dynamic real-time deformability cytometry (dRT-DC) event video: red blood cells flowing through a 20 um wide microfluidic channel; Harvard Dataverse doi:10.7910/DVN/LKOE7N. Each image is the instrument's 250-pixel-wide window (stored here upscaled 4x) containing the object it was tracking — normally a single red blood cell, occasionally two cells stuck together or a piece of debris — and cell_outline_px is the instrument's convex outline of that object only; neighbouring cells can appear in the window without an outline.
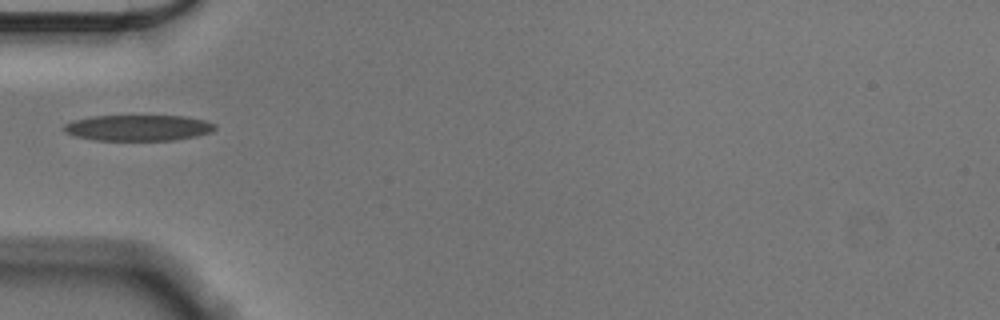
{"species": "Egyptian fruit bat (a non-hibernating species)", "species_latin": "Rousettus aegyptiacus", "temperature_condition": "cold", "stored_images_in_passage": 39, "camera_frame_rate_fps": 3000, "um_per_image_px": 0.085, "animal": {"sex": "male"}, "frame": {"image": 1, "passage_image": 1, "time_ms": 0.0, "image_size_px": [1000, 320], "cell_outline_px": [[216, 128], [212, 132], [196, 136], [172, 140], [96, 140], [76, 136], [64, 132], [60, 128], [64, 124], [72, 120], [92, 116], [184, 116], [204, 120], [216, 124]], "centroid_in_image_um": [11.72, 10.86], "position_along_channel_um": 73.3, "area_um2": 22.89}}
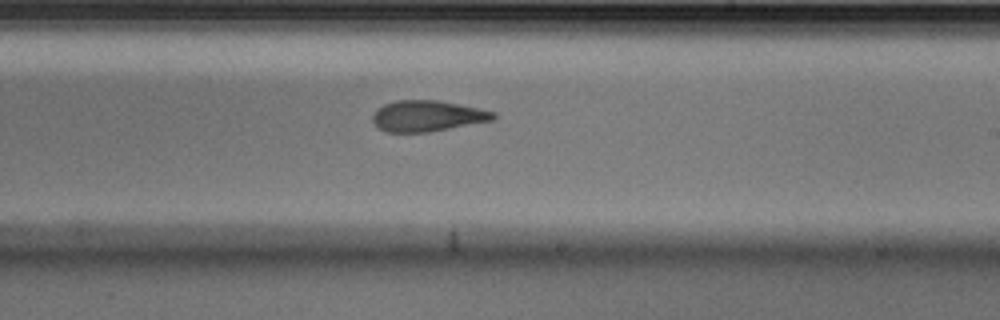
{"frame": {"image": 2, "passage_image": 16, "time_ms": 5.0, "image_size_px": [1000, 320], "cell_outline_px": [[496, 116], [492, 120], [428, 132], [388, 132], [380, 128], [372, 120], [372, 116], [376, 108], [384, 104], [396, 100], [436, 100], [496, 112]], "centroid_in_image_um": [36.28, 9.85], "position_along_channel_um": 252.7, "area_um2": 21.44}}
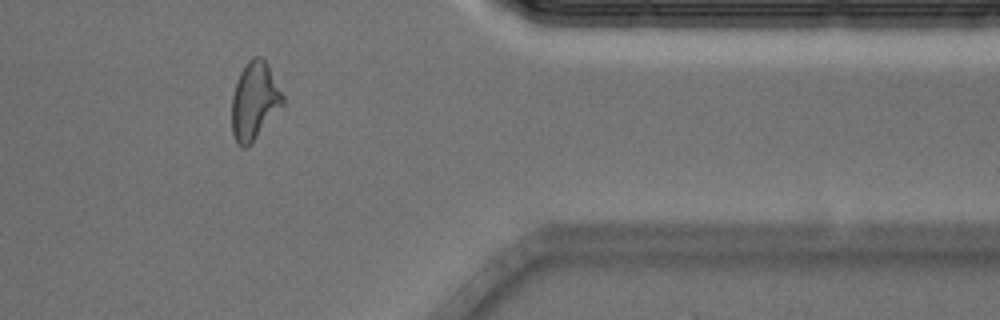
{"frame": {"image": 3, "passage_image": 29, "time_ms": 9.333, "image_size_px": [1000, 320], "cell_outline_px": [[284, 104], [248, 148], [240, 148], [236, 144], [232, 132], [232, 96], [240, 72], [248, 60], [252, 56], [260, 56], [268, 64], [284, 96]], "centroid_in_image_um": [21.63, 8.6], "position_along_channel_um": 389.8, "area_um2": 23.24}}